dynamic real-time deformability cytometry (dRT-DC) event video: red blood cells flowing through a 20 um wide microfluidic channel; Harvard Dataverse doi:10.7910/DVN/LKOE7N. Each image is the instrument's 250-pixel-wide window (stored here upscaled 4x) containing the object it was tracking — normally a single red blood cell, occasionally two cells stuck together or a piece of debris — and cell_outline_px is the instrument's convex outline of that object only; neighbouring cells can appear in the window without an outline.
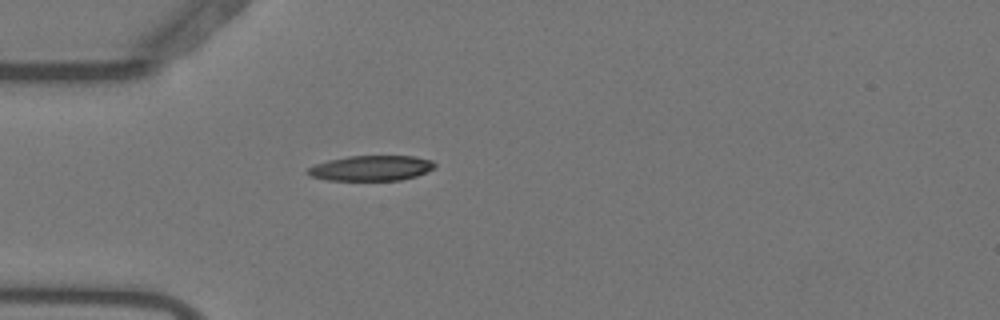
{"species": "Egyptian fruit bat (a non-hibernating species)", "species_latin": "Rousettus aegyptiacus", "temperature_condition": "warm", "stored_images_in_passage": 34, "camera_frame_rate_fps": 3000, "um_per_image_px": 0.085, "animal": {"sex": "female"}, "frame": {"image": 1, "passage_image": 6, "time_ms": 1.667, "image_size_px": [1000, 320], "cell_outline_px": [[436, 168], [416, 176], [400, 180], [328, 180], [308, 176], [304, 172], [308, 168], [316, 164], [328, 160], [348, 156], [416, 156], [432, 160], [436, 164]], "centroid_in_image_um": [31.55, 14.29], "position_along_channel_um": 53.5, "area_um2": 18.84}}
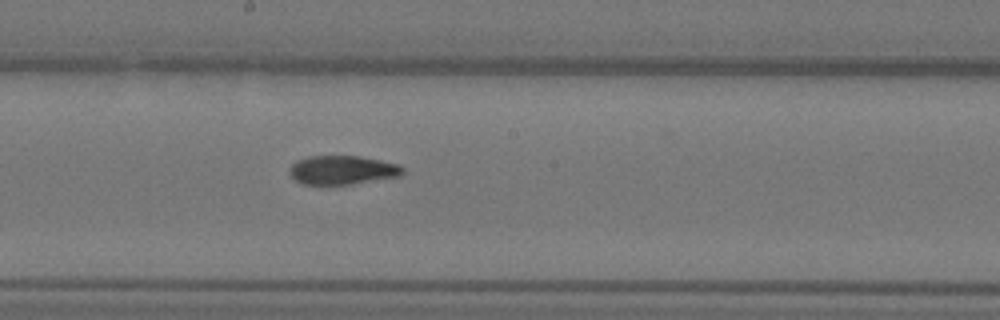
{"frame": {"image": 2, "passage_image": 20, "time_ms": 6.333, "image_size_px": [1000, 320], "cell_outline_px": [[404, 172], [400, 176], [352, 184], [304, 184], [296, 180], [288, 172], [292, 164], [296, 160], [308, 156], [360, 156], [380, 160], [396, 164], [404, 168]], "centroid_in_image_um": [29.09, 14.45], "position_along_channel_um": 219.1, "area_um2": 18.96}}
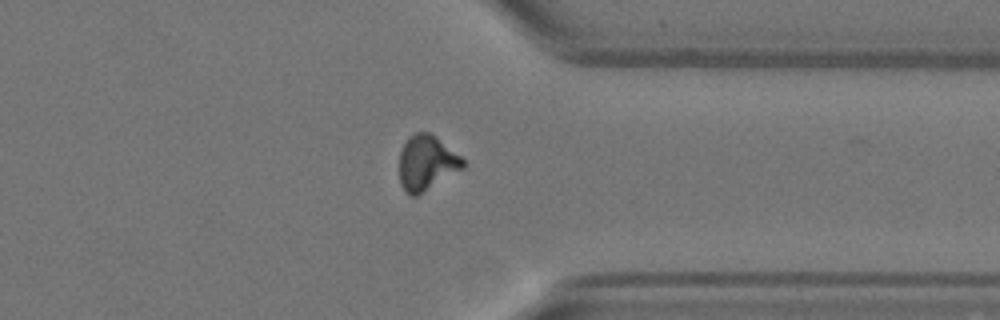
{"frame": {"image": 3, "passage_image": 33, "time_ms": 10.667, "image_size_px": [1000, 320], "cell_outline_px": [[464, 168], [416, 196], [408, 196], [404, 192], [400, 184], [400, 152], [408, 136], [416, 132], [428, 132], [436, 136], [460, 156], [464, 160]], "centroid_in_image_um": [36.24, 13.85], "position_along_channel_um": 375.2, "area_um2": 20.35}}